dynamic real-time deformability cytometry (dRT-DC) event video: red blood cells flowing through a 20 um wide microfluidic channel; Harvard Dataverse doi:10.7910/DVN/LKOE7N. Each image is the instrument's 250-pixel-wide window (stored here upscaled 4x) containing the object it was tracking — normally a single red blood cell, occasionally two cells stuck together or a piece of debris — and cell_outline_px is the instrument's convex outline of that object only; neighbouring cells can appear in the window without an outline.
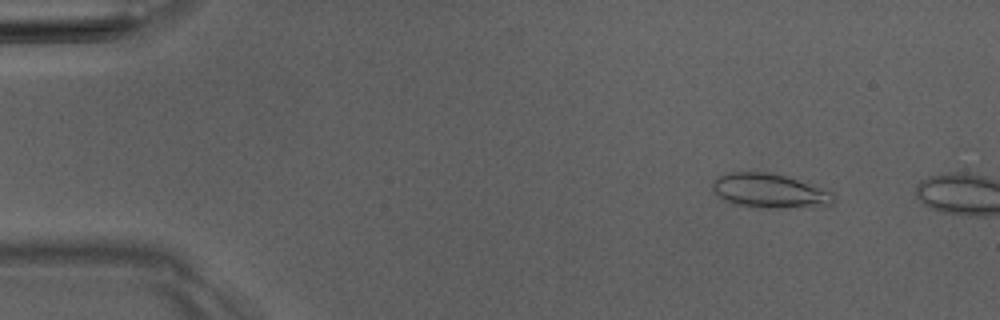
{"species": "Egyptian fruit bat (a non-hibernating species)", "species_latin": "Rousettus aegyptiacus", "temperature_condition": "room temperature", "stored_images_in_passage": 3, "camera_frame_rate_fps": 3000, "um_per_image_px": 0.085, "animal": {"sex": "male"}, "frame": {"image": 1, "passage_image": 2, "time_ms": 1.333, "image_size_px": [1000, 320], "cell_outline_px": [[836, 200], [832, 204], [776, 208], [760, 208], [736, 204], [724, 200], [712, 188], [712, 184], [720, 176], [732, 172], [768, 172], [784, 176], [832, 192]], "centroid_in_image_um": [65.39, 16.23], "position_along_channel_um": 19.6, "area_um2": 23.47}}